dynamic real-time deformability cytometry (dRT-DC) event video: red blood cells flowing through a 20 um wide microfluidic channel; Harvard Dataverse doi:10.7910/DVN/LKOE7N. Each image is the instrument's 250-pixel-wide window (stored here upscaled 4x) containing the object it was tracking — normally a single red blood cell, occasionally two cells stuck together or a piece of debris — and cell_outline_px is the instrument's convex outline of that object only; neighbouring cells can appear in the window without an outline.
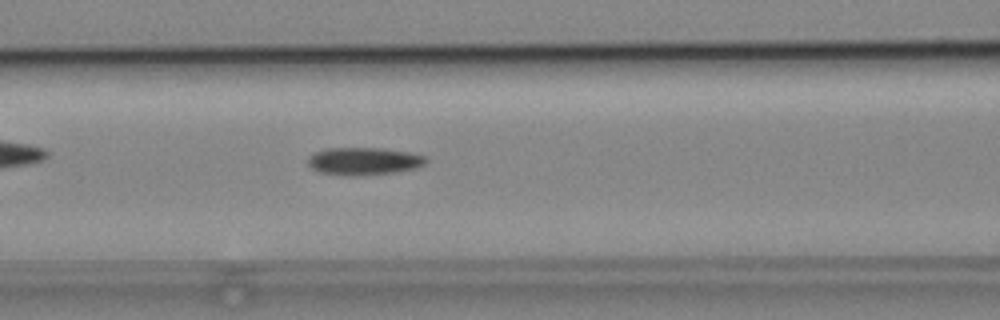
{"species": "common noctule bat (a hibernating species)", "species_latin": "Nyctalus noctula", "temperature_condition": "cold", "stored_images_in_passage": 43, "camera_frame_rate_fps": 3000, "um_per_image_px": 0.085, "animal": {"sex": "male", "body_mass_g": 19.2, "forearm_length_mm": 51.8}, "frame": {"image": 1, "passage_image": 13, "time_ms": 4.0, "image_size_px": [1000, 320], "cell_outline_px": [[428, 160], [424, 164], [416, 168], [396, 172], [352, 176], [344, 176], [320, 172], [312, 168], [308, 164], [308, 156], [316, 152], [328, 148], [380, 148], [408, 152], [428, 156]], "centroid_in_image_um": [30.94, 13.7], "position_along_channel_um": 135.7, "area_um2": 19.02}}
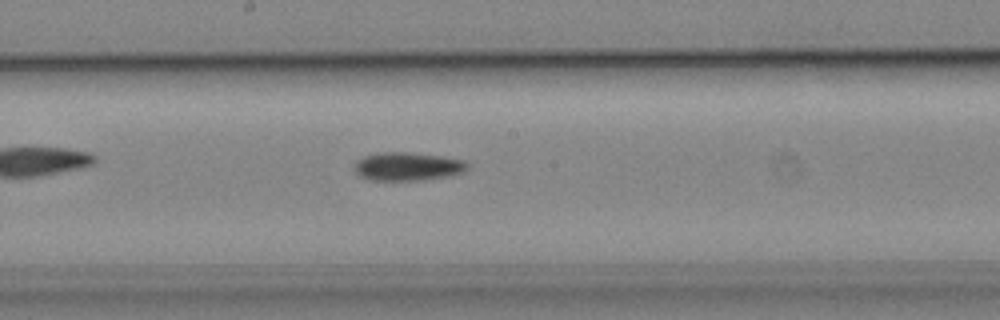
{"frame": {"image": 2, "passage_image": 19, "time_ms": 6.0, "image_size_px": [1000, 320], "cell_outline_px": [[468, 168], [464, 172], [448, 176], [424, 180], [372, 180], [360, 176], [352, 168], [356, 160], [364, 156], [376, 152], [408, 152], [440, 156], [464, 160], [468, 164]], "centroid_in_image_um": [34.62, 14.14], "position_along_channel_um": 213.6, "area_um2": 18.84}}
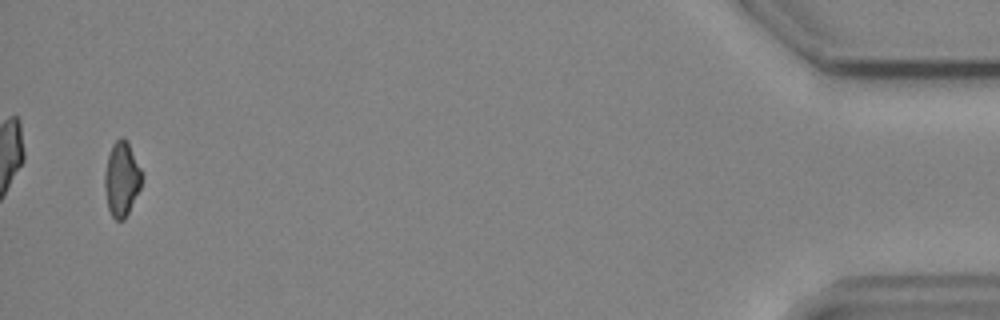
{"frame": {"image": 3, "passage_image": 42, "time_ms": 13.667, "image_size_px": [1000, 320], "cell_outline_px": [[144, 176], [140, 188], [124, 220], [116, 220], [112, 216], [108, 208], [104, 188], [104, 172], [108, 156], [112, 144], [120, 136], [124, 136], [128, 140]], "centroid_in_image_um": [10.34, 15.17], "position_along_channel_um": 424.9, "area_um2": 16.36}, "authors_computed_cell_mechanics": {"area_um2": 18.0336, "velocity_mm_per_s": 3.9037, "shape_relaxation_time_tau1_ms": 6.2764, "shape_relaxation_time_tau2_ms": null, "deformation_change_tau1": 0.1217, "deformation_change_tau2": null}}